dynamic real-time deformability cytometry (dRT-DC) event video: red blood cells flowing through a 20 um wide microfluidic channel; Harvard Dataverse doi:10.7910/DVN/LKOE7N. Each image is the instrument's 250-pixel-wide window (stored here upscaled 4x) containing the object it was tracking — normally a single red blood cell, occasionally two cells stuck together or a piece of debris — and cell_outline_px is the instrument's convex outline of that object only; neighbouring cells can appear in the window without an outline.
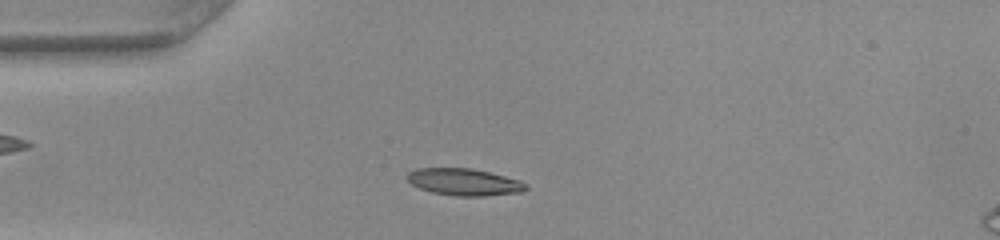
{"species": "common noctule bat (a hibernating species)", "species_latin": "Nyctalus noctula", "temperature_condition": "warm", "stored_images_in_passage": 42, "camera_frame_rate_fps": 3000, "um_per_image_px": 0.085, "animal": {"sex": "female", "body_mass_g": 22.0, "forearm_length_mm": 56.7}, "frame": {"image": 1, "passage_image": 9, "time_ms": 2.667, "image_size_px": [1000, 240], "cell_outline_px": [[528, 188], [524, 192], [484, 196], [456, 196], [432, 192], [420, 188], [412, 184], [408, 180], [408, 172], [416, 168], [472, 168], [520, 180], [528, 184]], "centroid_in_image_um": [39.49, 15.47], "position_along_channel_um": 45.5, "area_um2": 18.67}}
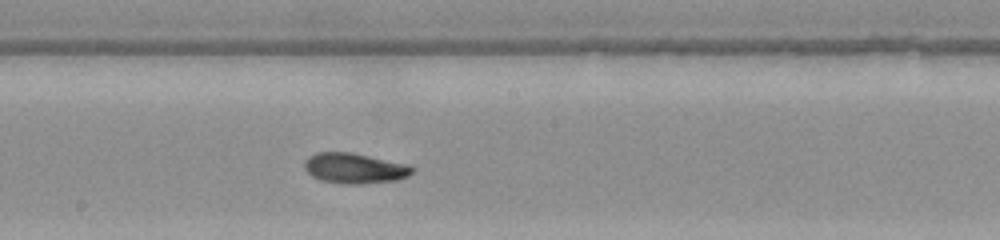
{"frame": {"image": 2, "passage_image": 23, "time_ms": 7.333, "image_size_px": [1000, 240], "cell_outline_px": [[416, 168], [408, 176], [396, 180], [360, 184], [344, 184], [320, 180], [312, 176], [304, 168], [304, 160], [308, 156], [316, 152], [352, 152], [408, 164]], "centroid_in_image_um": [30.13, 14.29], "position_along_channel_um": 218.1, "area_um2": 19.25}}
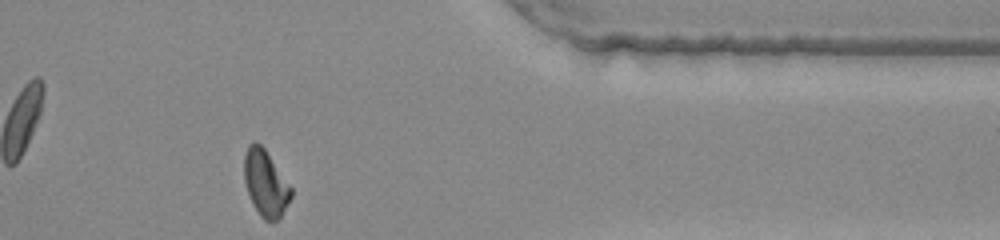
{"frame": {"image": 3, "passage_image": 37, "time_ms": 12.0, "image_size_px": [1000, 240], "cell_outline_px": [[292, 196], [280, 220], [272, 224], [264, 220], [260, 216], [252, 204], [244, 180], [244, 156], [248, 144], [256, 140], [264, 148], [292, 188]], "centroid_in_image_um": [22.58, 15.63], "position_along_channel_um": 388.8, "area_um2": 18.38}, "authors_computed_cell_mechanics": {"area_um2": 18.3515, "velocity_mm_per_s": 4.0849, "shape_relaxation_time_tau1_ms": 4.1964, "shape_relaxation_time_tau2_ms": 1.1854, "deformation_change_tau1": 0.1812, "deformation_change_tau2": 0.0625}}